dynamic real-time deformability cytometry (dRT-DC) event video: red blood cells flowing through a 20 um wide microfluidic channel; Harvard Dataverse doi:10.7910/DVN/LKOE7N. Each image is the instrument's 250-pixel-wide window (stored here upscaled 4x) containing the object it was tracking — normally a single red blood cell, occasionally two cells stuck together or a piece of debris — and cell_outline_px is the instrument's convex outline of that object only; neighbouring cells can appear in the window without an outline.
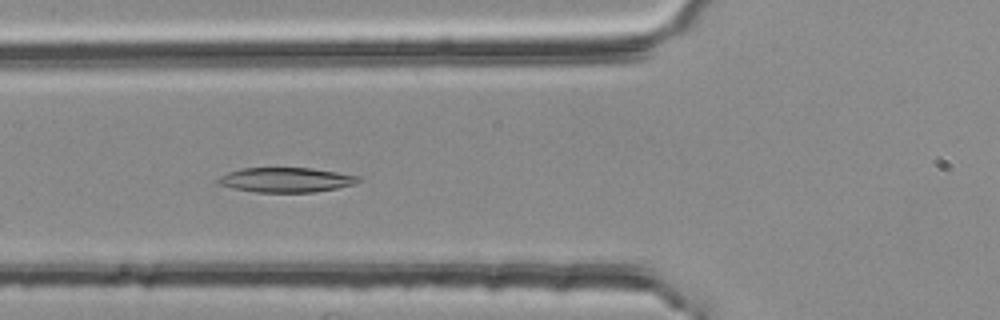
{"species": "common noctule bat (a hibernating species)", "species_latin": "Nyctalus noctula", "temperature_condition": "room temperature", "stored_images_in_passage": 41, "camera_frame_rate_fps": 3000, "um_per_image_px": 0.085, "animal": {"sex": "female", "body_mass_g": 25.1}, "frame": {"image": 1, "passage_image": 8, "time_ms": 2.333, "image_size_px": [1000, 320], "cell_outline_px": [[364, 180], [352, 184], [336, 188], [312, 192], [256, 192], [232, 188], [216, 184], [216, 180], [220, 176], [228, 172], [240, 168], [312, 168], [360, 176]], "centroid_in_image_um": [24.28, 15.28], "position_along_channel_um": 101.5, "area_um2": 20.23}}
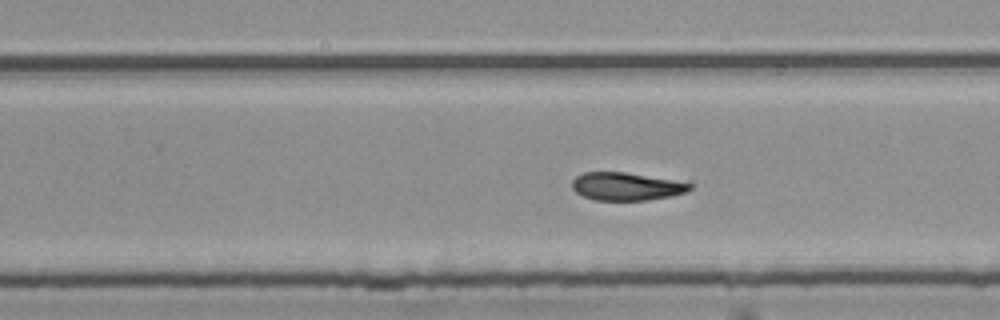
{"frame": {"image": 2, "passage_image": 22, "time_ms": 7.0, "image_size_px": [1000, 320], "cell_outline_px": [[692, 188], [688, 192], [672, 196], [648, 200], [592, 200], [576, 192], [572, 188], [572, 180], [576, 176], [584, 172], [624, 172], [672, 180], [692, 184]], "centroid_in_image_um": [53.22, 15.85], "position_along_channel_um": 276.6, "area_um2": 19.07}}
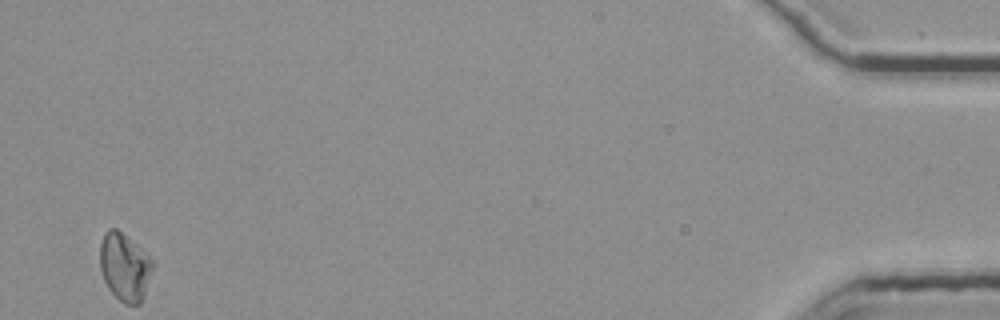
{"frame": {"image": 3, "passage_image": 41, "time_ms": 13.333, "image_size_px": [1000, 320], "cell_outline_px": [[156, 264], [144, 296], [140, 304], [124, 304], [108, 288], [104, 280], [100, 268], [100, 244], [104, 232], [108, 228], [116, 228], [148, 256]], "centroid_in_image_um": [10.6, 22.71], "position_along_channel_um": 424.6, "area_um2": 20.75}, "authors_computed_cell_mechanics": {"area_um2": 19.8832, "velocity_mm_per_s": 3.7499, "shape_relaxation_time_tau1_ms": 8.1967, "shape_relaxation_time_tau2_ms": 4.1237, "deformation_change_tau1": 0.1991, "deformation_change_tau2": 0.1086}}